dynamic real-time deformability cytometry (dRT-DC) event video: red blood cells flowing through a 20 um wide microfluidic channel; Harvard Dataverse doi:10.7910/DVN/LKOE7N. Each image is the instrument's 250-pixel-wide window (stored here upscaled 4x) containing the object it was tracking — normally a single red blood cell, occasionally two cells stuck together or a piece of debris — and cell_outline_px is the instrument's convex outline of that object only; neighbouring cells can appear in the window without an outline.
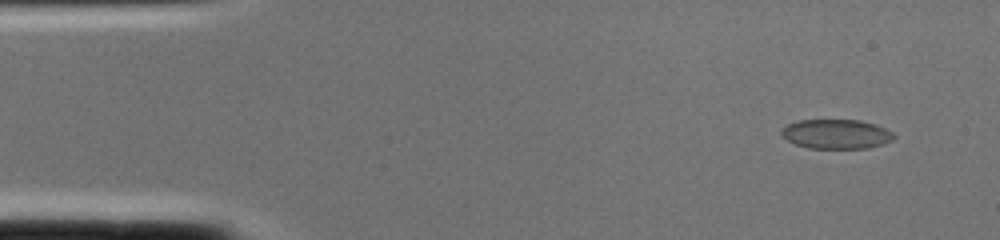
{"species": "common noctule bat (a hibernating species)", "species_latin": "Nyctalus noctula", "temperature_condition": "cold", "stored_images_in_passage": 2, "camera_frame_rate_fps": 3000, "um_per_image_px": 0.085, "animal": {"sex": "female", "body_mass_g": 22.0, "forearm_length_mm": 56.7}, "frame": {"image": 1, "passage_image": 1, "time_ms": 0.0, "image_size_px": [1000, 240], "cell_outline_px": [[896, 136], [892, 140], [868, 148], [808, 148], [796, 144], [780, 136], [780, 128], [796, 120], [860, 120], [876, 124], [892, 132]], "centroid_in_image_um": [71.04, 11.38], "position_along_channel_um": 14.0, "area_um2": 19.36}}
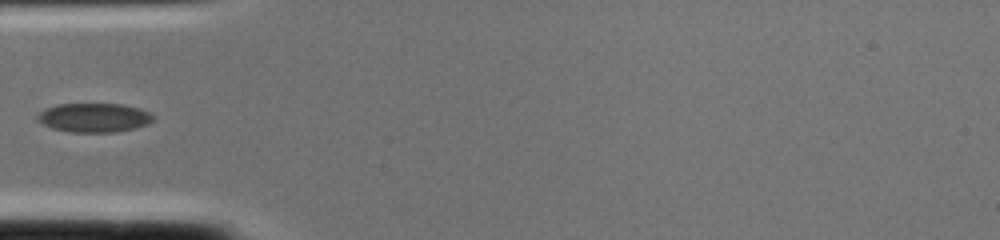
{"frame": {"image": 2, "passage_image": 2, "time_ms": 0.333, "image_size_px": [1000, 240], "cell_outline_px": [[156, 116], [148, 124], [136, 128], [116, 132], [68, 132], [52, 128], [36, 120], [36, 116], [44, 108], [56, 104], [120, 104], [136, 108], [148, 112]], "centroid_in_image_um": [7.97, 10.0], "position_along_channel_um": 77.0, "area_um2": 19.65}}